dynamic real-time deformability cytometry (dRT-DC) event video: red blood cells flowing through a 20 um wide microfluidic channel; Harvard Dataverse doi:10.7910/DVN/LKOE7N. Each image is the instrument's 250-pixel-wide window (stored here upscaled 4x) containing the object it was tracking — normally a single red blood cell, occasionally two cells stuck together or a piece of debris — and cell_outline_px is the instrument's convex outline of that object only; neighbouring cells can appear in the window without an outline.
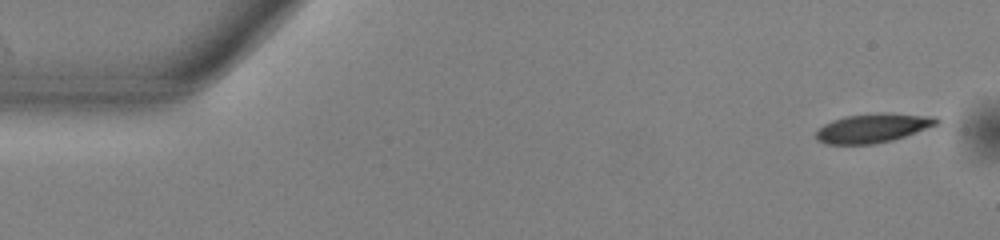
{"species": "common noctule bat (a hibernating species)", "species_latin": "Nyctalus noctula", "temperature_condition": "warm", "stored_images_in_passage": 52, "camera_frame_rate_fps": 3000, "um_per_image_px": 0.085, "animal": {"sex": "male", "body_mass_g": 13.0, "forearm_length_mm": 53.1}, "frame": {"image": 1, "passage_image": 1, "time_ms": 0.0, "image_size_px": [1000, 240], "cell_outline_px": [[940, 124], [892, 140], [872, 144], [824, 144], [816, 140], [816, 132], [824, 124], [832, 120], [844, 116], [884, 112], [936, 116], [940, 120]], "centroid_in_image_um": [74.21, 10.87], "position_along_channel_um": 10.8, "area_um2": 20.58}}
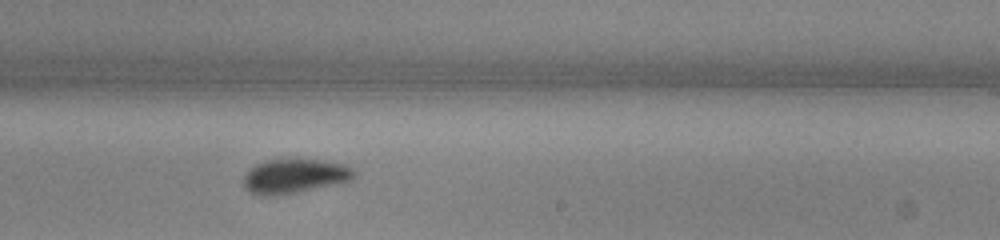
{"frame": {"image": 2, "passage_image": 30, "time_ms": 9.667, "image_size_px": [1000, 240], "cell_outline_px": [[356, 176], [352, 180], [336, 184], [276, 196], [256, 196], [248, 192], [244, 188], [244, 176], [248, 168], [256, 164], [268, 160], [320, 160], [344, 164], [352, 168], [356, 172]], "centroid_in_image_um": [25.01, 14.99], "position_along_channel_um": 264.0, "area_um2": 22.25}}
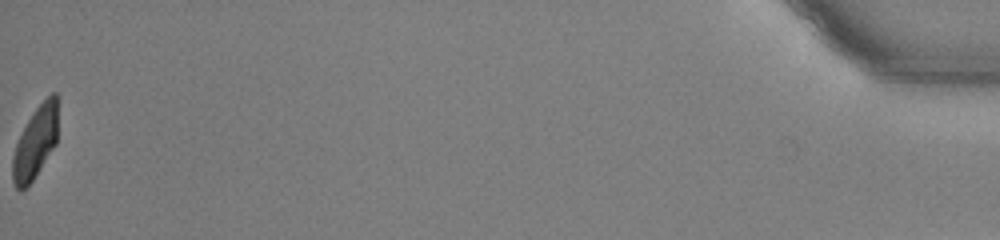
{"frame": {"image": 3, "passage_image": 51, "time_ms": 16.667, "image_size_px": [1000, 240], "cell_outline_px": [[56, 144], [28, 188], [20, 192], [16, 188], [12, 180], [12, 156], [16, 144], [28, 120], [36, 108], [52, 92], [56, 92]], "centroid_in_image_um": [2.97, 12.21], "position_along_channel_um": 432.2, "area_um2": 18.79}, "authors_computed_cell_mechanics": {"area_um2": 21.1548, "velocity_mm_per_s": 3.9243, "shape_relaxation_time_tau1_ms": 3.3455, "shape_relaxation_time_tau2_ms": 0.6542, "deformation_change_tau1": 0.1305, "deformation_change_tau2": 0.0387}}